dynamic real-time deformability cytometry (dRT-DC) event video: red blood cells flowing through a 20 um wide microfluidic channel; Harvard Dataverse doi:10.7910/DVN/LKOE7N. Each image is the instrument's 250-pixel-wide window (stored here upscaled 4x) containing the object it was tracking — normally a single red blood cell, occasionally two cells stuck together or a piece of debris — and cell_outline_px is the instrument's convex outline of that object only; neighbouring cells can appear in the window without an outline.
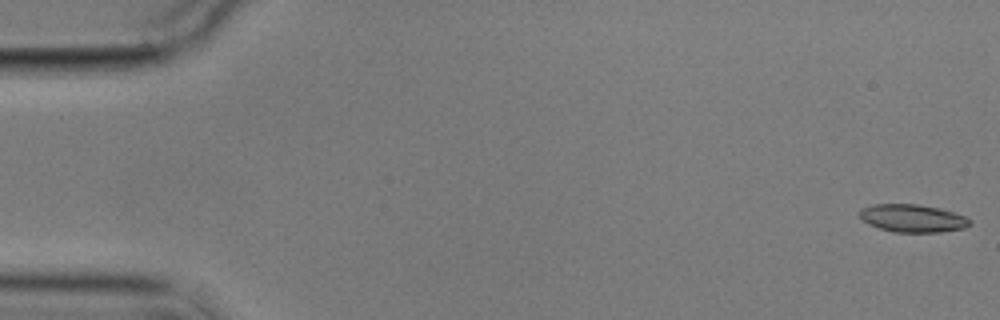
{"species": "common noctule bat (a hibernating species)", "species_latin": "Nyctalus noctula", "temperature_condition": "cold", "stored_images_in_passage": 9, "camera_frame_rate_fps": 3000, "um_per_image_px": 0.085, "animal": {"sex": "male", "body_mass_g": 17.9}, "frame": {"image": 1, "passage_image": 1, "time_ms": 0.0, "image_size_px": [1000, 320], "cell_outline_px": [[972, 224], [964, 228], [940, 232], [892, 232], [868, 224], [860, 216], [860, 208], [872, 204], [916, 204], [940, 208], [964, 216], [972, 220]], "centroid_in_image_um": [77.58, 18.55], "position_along_channel_um": 7.4, "area_um2": 17.86}}
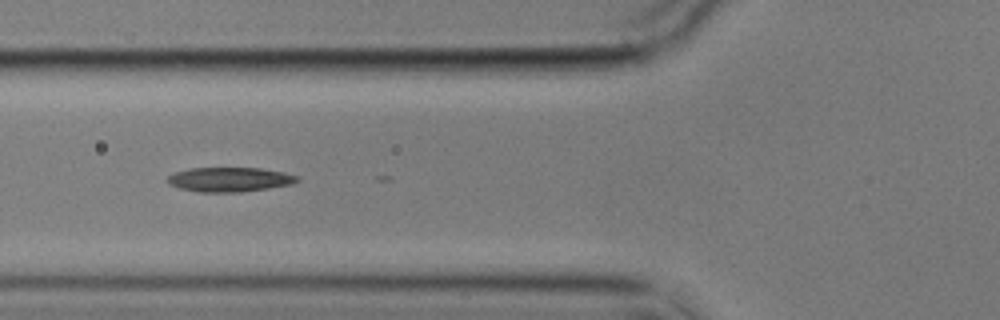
{"frame": {"image": 2, "passage_image": 6, "time_ms": 6.667, "image_size_px": [1000, 320], "cell_outline_px": [[300, 180], [292, 184], [268, 188], [240, 192], [200, 192], [180, 188], [168, 184], [168, 176], [176, 172], [192, 168], [260, 168], [284, 172], [300, 176]], "centroid_in_image_um": [19.56, 15.25], "position_along_channel_um": 106.2, "area_um2": 18.44}}
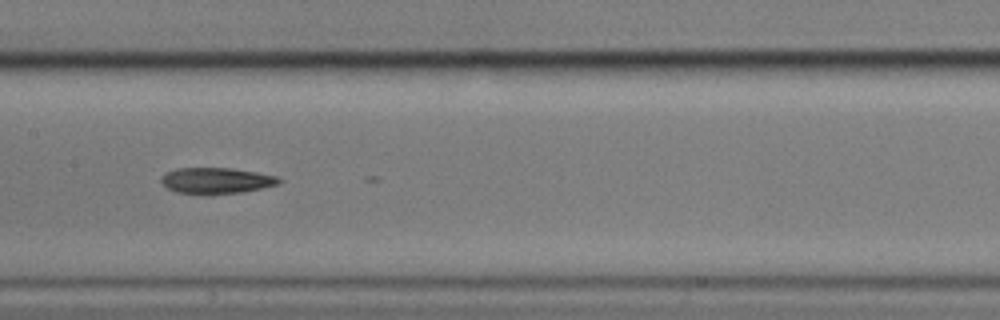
{"frame": {"image": 3, "passage_image": 8, "time_ms": 9.0, "image_size_px": [1000, 320], "cell_outline_px": [[284, 180], [280, 184], [244, 192], [176, 192], [168, 188], [160, 180], [160, 176], [176, 168], [232, 168], [256, 172], [276, 176]], "centroid_in_image_um": [18.44, 15.32], "position_along_channel_um": 189.0, "area_um2": 17.34}}